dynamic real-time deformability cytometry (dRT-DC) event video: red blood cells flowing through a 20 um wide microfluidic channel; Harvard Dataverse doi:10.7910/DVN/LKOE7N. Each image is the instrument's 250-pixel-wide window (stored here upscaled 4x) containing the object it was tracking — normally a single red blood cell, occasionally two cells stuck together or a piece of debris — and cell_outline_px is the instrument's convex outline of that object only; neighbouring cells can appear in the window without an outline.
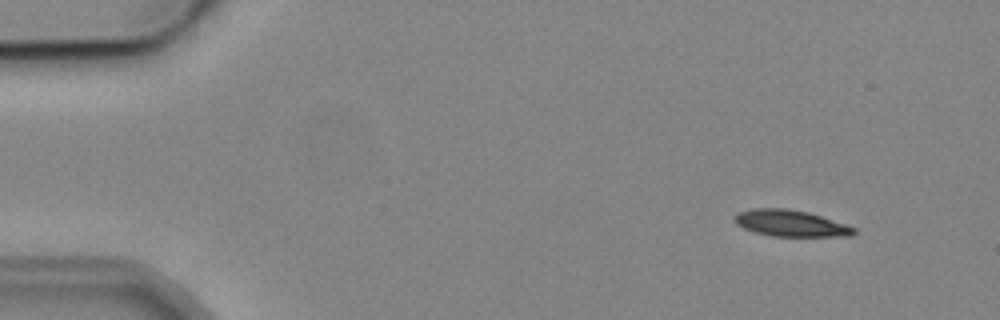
{"species": "common noctule bat (a hibernating species)", "species_latin": "Nyctalus noctula", "temperature_condition": "cold", "stored_images_in_passage": 5, "camera_frame_rate_fps": 3000, "um_per_image_px": 0.085, "animal": {"sex": "male", "body_mass_g": 19.2, "forearm_length_mm": 51.8}, "frame": {"image": 1, "passage_image": 2, "time_ms": 1.333, "image_size_px": [1000, 320], "cell_outline_px": [[856, 232], [852, 236], [772, 236], [756, 232], [744, 228], [736, 224], [732, 220], [732, 216], [736, 212], [752, 208], [788, 208], [808, 212], [856, 228]], "centroid_in_image_um": [67.14, 18.97], "position_along_channel_um": 17.9, "area_um2": 18.44}}